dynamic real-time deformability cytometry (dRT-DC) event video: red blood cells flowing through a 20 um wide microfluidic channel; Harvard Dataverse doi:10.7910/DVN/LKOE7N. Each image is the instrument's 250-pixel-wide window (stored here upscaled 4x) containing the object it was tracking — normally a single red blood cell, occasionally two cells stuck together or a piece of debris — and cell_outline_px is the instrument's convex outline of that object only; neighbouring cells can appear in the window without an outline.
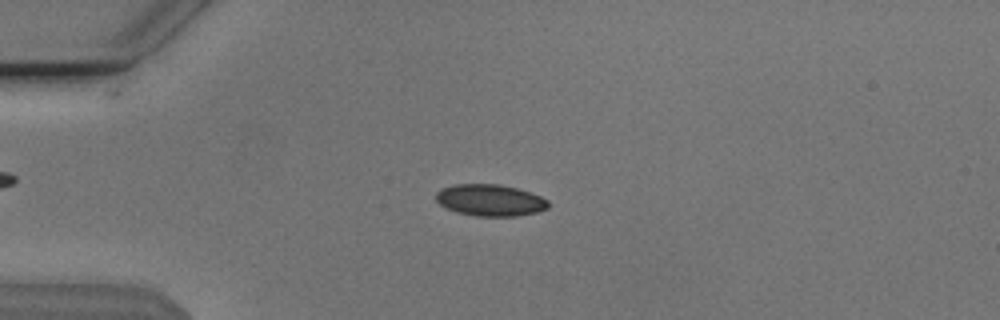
{"species": "Egyptian fruit bat (a non-hibernating species)", "species_latin": "Rousettus aegyptiacus", "temperature_condition": "cold", "stored_images_in_passage": 53, "camera_frame_rate_fps": 3000, "um_per_image_px": 0.085, "animal": {"sex": "male"}, "frame": {"image": 1, "passage_image": 13, "time_ms": 4.0, "image_size_px": [1000, 320], "cell_outline_px": [[548, 208], [536, 212], [516, 216], [476, 216], [456, 212], [444, 208], [436, 200], [436, 192], [440, 188], [456, 184], [500, 184], [516, 188], [540, 196], [548, 200]], "centroid_in_image_um": [41.62, 17.02], "position_along_channel_um": 43.4, "area_um2": 20.75}}
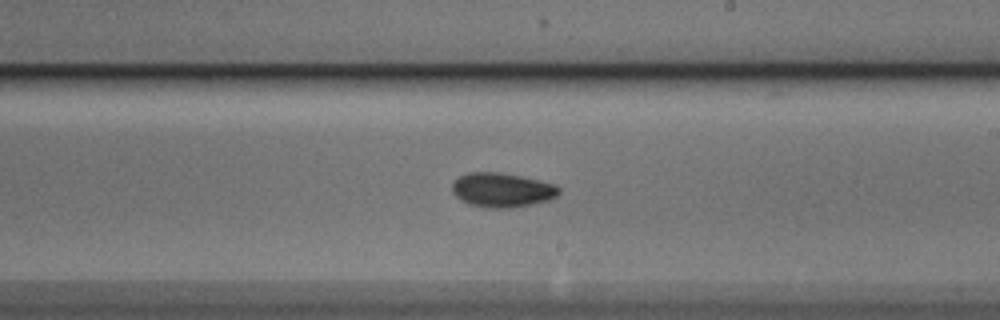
{"frame": {"image": 2, "passage_image": 31, "time_ms": 10.0, "image_size_px": [1000, 320], "cell_outline_px": [[560, 192], [556, 196], [548, 200], [532, 204], [512, 208], [484, 208], [468, 204], [460, 200], [452, 192], [452, 184], [460, 176], [472, 172], [496, 172], [520, 176], [556, 184], [560, 188]], "centroid_in_image_um": [42.67, 16.16], "position_along_channel_um": 246.3, "area_um2": 21.39}}
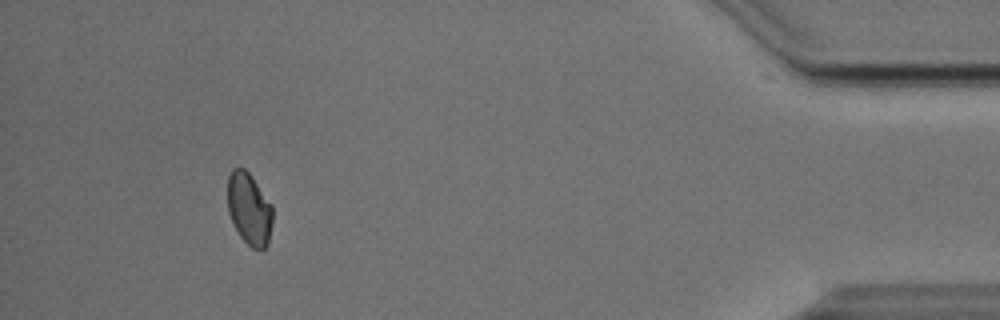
{"frame": {"image": 3, "passage_image": 49, "time_ms": 16.0, "image_size_px": [1000, 320], "cell_outline_px": [[272, 224], [268, 244], [260, 252], [252, 248], [240, 236], [228, 212], [228, 176], [232, 168], [244, 168], [252, 176], [272, 204]], "centroid_in_image_um": [21.2, 17.76], "position_along_channel_um": 414.0, "area_um2": 19.02}, "authors_computed_cell_mechanics": {"area_um2": 19.8832, "velocity_mm_per_s": 3.8179, "shape_relaxation_time_tau1_ms": 3.0481, "shape_relaxation_time_tau2_ms": 3.2561, "deformation_change_tau1": 0.0872, "deformation_change_tau2": 0.0626}}